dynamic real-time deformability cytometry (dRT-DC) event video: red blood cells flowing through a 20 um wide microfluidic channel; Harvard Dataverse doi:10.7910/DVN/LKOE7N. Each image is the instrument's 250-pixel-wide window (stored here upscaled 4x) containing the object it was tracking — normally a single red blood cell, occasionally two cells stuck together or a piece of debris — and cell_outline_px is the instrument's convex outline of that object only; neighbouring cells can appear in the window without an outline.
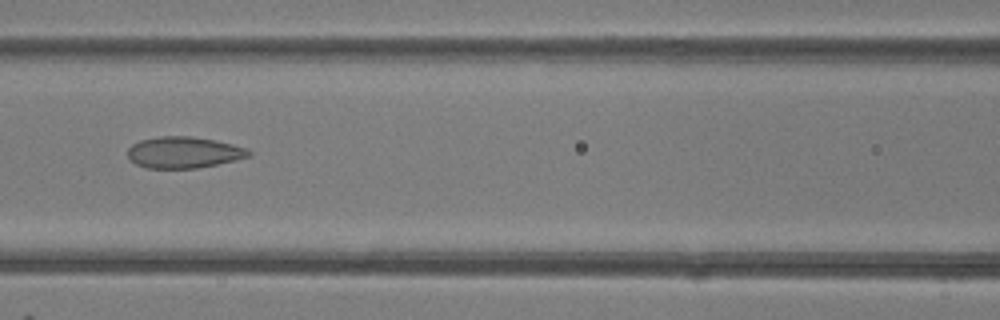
{"species": "common noctule bat (a hibernating species)", "species_latin": "Nyctalus noctula", "temperature_condition": "room temperature", "stored_images_in_passage": 49, "camera_frame_rate_fps": 3000, "um_per_image_px": 0.085, "animal": {"sex": "female"}, "frame": {"image": 1, "passage_image": 22, "time_ms": 7.0, "image_size_px": [1000, 320], "cell_outline_px": [[252, 156], [236, 160], [196, 168], [148, 168], [136, 164], [128, 156], [128, 148], [132, 144], [140, 140], [160, 136], [192, 136], [216, 140], [248, 148], [252, 152]], "centroid_in_image_um": [15.65, 12.94], "position_along_channel_um": 150.9, "area_um2": 22.2}}
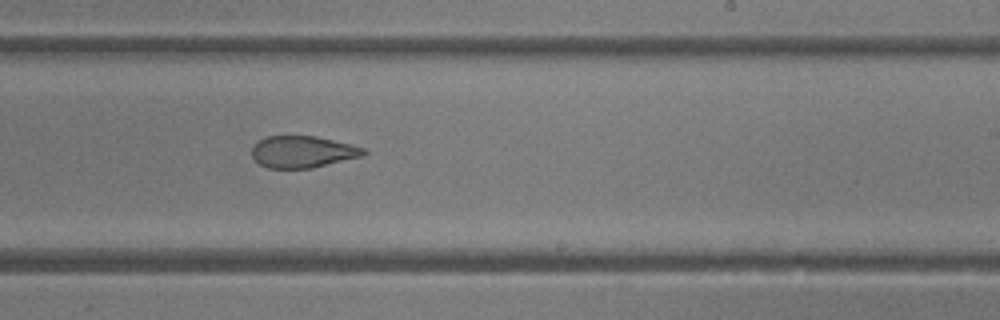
{"frame": {"image": 2, "passage_image": 30, "time_ms": 9.667, "image_size_px": [1000, 320], "cell_outline_px": [[368, 152], [364, 156], [312, 168], [268, 168], [260, 164], [252, 156], [252, 148], [260, 140], [268, 136], [316, 136], [352, 144], [364, 148]], "centroid_in_image_um": [25.78, 12.9], "position_along_channel_um": 263.2, "area_um2": 20.69}}
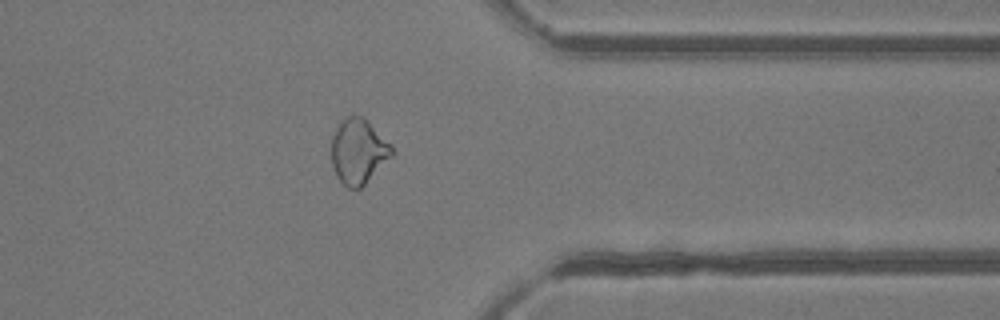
{"frame": {"image": 3, "passage_image": 39, "time_ms": 12.667, "image_size_px": [1000, 320], "cell_outline_px": [[396, 152], [360, 188], [348, 188], [336, 176], [332, 168], [332, 136], [340, 120], [344, 116], [364, 116], [392, 144]], "centroid_in_image_um": [30.47, 12.83], "position_along_channel_um": 380.9, "area_um2": 23.12}, "authors_computed_cell_mechanics": {"area_um2": 24.4494, "velocity_mm_per_s": 4.23, "shape_relaxation_time_tau1_ms": null, "shape_relaxation_time_tau2_ms": 1.9693, "deformation_change_tau1": null, "deformation_change_tau2": 0.0769}}